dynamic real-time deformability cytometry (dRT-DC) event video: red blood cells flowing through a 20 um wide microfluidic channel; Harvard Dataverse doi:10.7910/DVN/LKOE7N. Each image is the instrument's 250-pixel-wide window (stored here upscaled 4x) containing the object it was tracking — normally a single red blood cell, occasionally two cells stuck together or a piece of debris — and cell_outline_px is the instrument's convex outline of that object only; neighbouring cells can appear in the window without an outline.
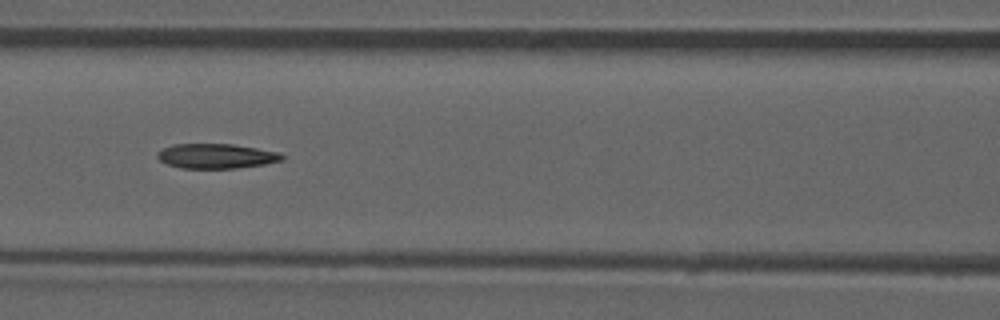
{"species": "common noctule bat (a hibernating species)", "species_latin": "Nyctalus noctula", "temperature_condition": "room temperature", "stored_images_in_passage": 52, "camera_frame_rate_fps": 3000, "um_per_image_px": 0.085, "animal": {"sex": "male", "forearm_length_mm": 52.5}, "frame": {"image": 1, "passage_image": 23, "time_ms": 7.333, "image_size_px": [1000, 320], "cell_outline_px": [[288, 156], [284, 160], [264, 164], [236, 168], [180, 168], [168, 164], [160, 160], [156, 156], [156, 152], [172, 144], [232, 144], [280, 152]], "centroid_in_image_um": [18.42, 13.26], "position_along_channel_um": 148.2, "area_um2": 18.09}, "authors_computed_cell_mechanics": {"area_um2": 18.4671, "velocity_mm_per_s": 3.9212, "shape_relaxation_time_tau1_ms": null, "shape_relaxation_time_tau2_ms": 4.0141, "deformation_change_tau1": null, "deformation_change_tau2": 0.1078}}